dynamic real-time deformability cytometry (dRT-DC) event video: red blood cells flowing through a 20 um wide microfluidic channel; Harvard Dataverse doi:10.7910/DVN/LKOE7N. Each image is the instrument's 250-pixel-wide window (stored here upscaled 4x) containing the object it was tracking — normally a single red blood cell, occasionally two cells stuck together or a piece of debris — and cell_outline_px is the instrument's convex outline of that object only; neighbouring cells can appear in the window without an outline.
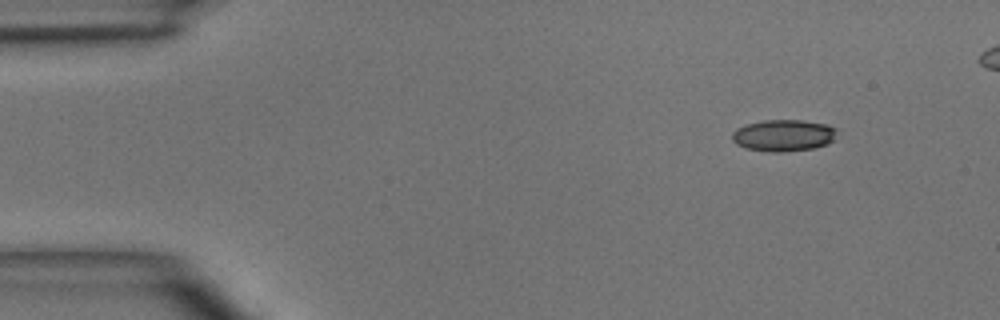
{"species": "common noctule bat (a hibernating species)", "species_latin": "Nyctalus noctula", "temperature_condition": "room temperature", "stored_images_in_passage": 4, "camera_frame_rate_fps": 3000, "um_per_image_px": 0.085, "animal": {"sex": "male", "body_mass_g": 15.6}, "frame": {"image": 1, "passage_image": 1, "time_ms": 0.0, "image_size_px": [1000, 320], "cell_outline_px": [[836, 128], [832, 140], [828, 144], [812, 148], [780, 152], [768, 152], [744, 148], [736, 144], [732, 140], [732, 132], [736, 128], [748, 124], [764, 120], [804, 120], [828, 124]], "centroid_in_image_um": [66.56, 11.51], "position_along_channel_um": 18.4, "area_um2": 19.36}}